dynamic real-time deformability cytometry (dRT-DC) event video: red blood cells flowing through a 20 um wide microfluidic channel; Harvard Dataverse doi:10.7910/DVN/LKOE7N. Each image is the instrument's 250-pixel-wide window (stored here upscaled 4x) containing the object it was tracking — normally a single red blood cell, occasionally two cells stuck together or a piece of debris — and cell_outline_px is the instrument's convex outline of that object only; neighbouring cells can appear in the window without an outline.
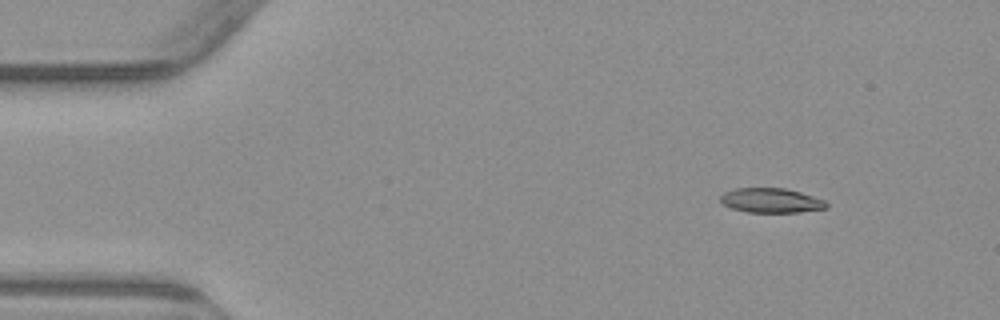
{"species": "common noctule bat (a hibernating species)", "species_latin": "Nyctalus noctula", "temperature_condition": "warm", "stored_images_in_passage": 4, "camera_frame_rate_fps": 3000, "um_per_image_px": 0.085, "animal": {"sex": "male", "body_mass_g": 23.1, "forearm_length_mm": 52.7}, "frame": {"image": 1, "passage_image": 2, "time_ms": 1.333, "image_size_px": [1000, 320], "cell_outline_px": [[828, 208], [800, 212], [748, 212], [732, 208], [724, 204], [720, 200], [720, 196], [724, 192], [736, 188], [784, 188], [800, 192], [824, 200], [828, 204]], "centroid_in_image_um": [65.55, 17.04], "position_along_channel_um": 19.5, "area_um2": 15.09}}
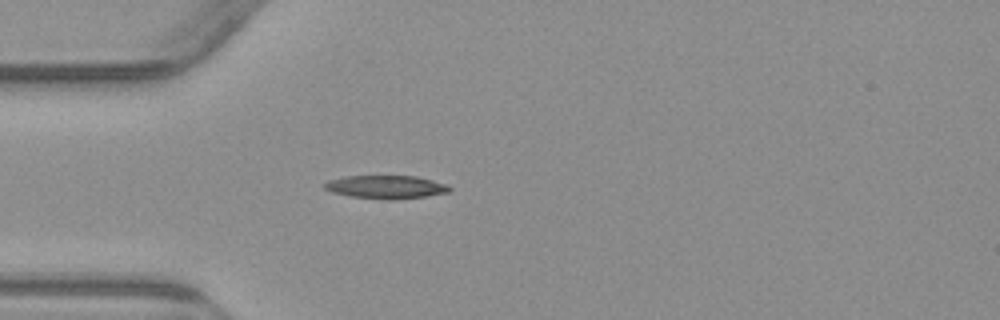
{"frame": {"image": 2, "passage_image": 4, "time_ms": 4.333, "image_size_px": [1000, 320], "cell_outline_px": [[452, 188], [448, 192], [424, 196], [392, 200], [388, 200], [348, 196], [332, 192], [324, 188], [324, 184], [328, 180], [344, 176], [416, 176], [448, 184]], "centroid_in_image_um": [32.79, 15.89], "position_along_channel_um": 52.2, "area_um2": 16.94}}